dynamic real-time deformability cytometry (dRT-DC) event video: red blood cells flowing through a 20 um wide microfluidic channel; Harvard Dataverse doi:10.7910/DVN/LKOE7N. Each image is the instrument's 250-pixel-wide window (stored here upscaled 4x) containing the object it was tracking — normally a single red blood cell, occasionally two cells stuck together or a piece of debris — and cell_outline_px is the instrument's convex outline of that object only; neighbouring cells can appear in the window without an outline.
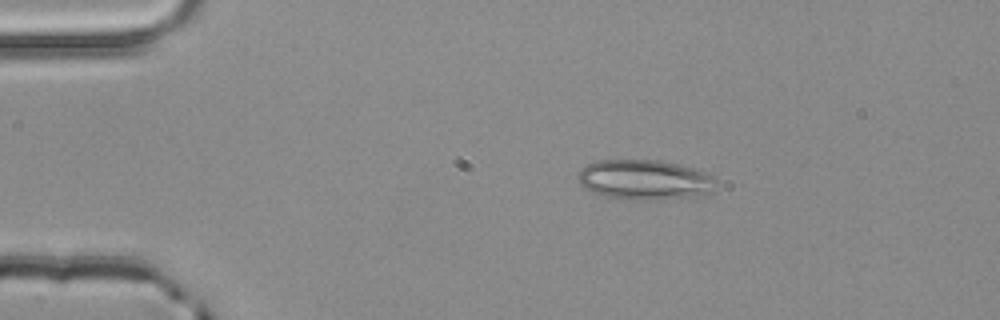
{"species": "common noctule bat (a hibernating species)", "species_latin": "Nyctalus noctula", "temperature_condition": "room temperature", "stored_images_in_passage": 3, "camera_frame_rate_fps": 3000, "um_per_image_px": 0.085, "animal": {"sex": "male", "body_mass_g": 20.4}, "frame": {"image": 1, "passage_image": 2, "time_ms": 0.333, "image_size_px": [1000, 320], "cell_outline_px": [[712, 192], [696, 196], [656, 200], [632, 200], [604, 196], [592, 192], [584, 188], [580, 184], [576, 176], [580, 168], [596, 160], [660, 160], [692, 168], [704, 172], [712, 176]], "centroid_in_image_um": [54.7, 15.28], "position_along_channel_um": 30.3, "area_um2": 32.14}}